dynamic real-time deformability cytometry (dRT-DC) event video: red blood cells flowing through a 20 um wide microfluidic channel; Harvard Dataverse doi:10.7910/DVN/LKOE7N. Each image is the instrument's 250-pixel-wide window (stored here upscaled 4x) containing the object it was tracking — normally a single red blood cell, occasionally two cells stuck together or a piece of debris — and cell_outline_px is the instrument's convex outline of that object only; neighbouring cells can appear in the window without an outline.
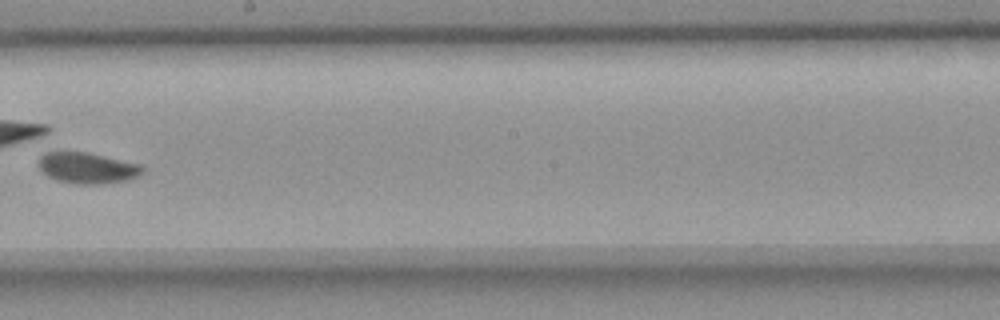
{"species": "common noctule bat (a hibernating species)", "species_latin": "Nyctalus noctula", "temperature_condition": "room temperature", "stored_images_in_passage": 9, "camera_frame_rate_fps": 3000, "um_per_image_px": 0.085, "animal": {"sex": "female", "body_mass_g": 18.4}, "frame": {"image": 1, "passage_image": 9, "time_ms": 9.667, "image_size_px": [1000, 320], "cell_outline_px": [[144, 172], [140, 176], [128, 180], [100, 184], [76, 184], [56, 180], [48, 176], [40, 168], [40, 156], [44, 152], [88, 152], [144, 164]], "centroid_in_image_um": [7.51, 14.27], "position_along_channel_um": 240.7, "area_um2": 19.02}}